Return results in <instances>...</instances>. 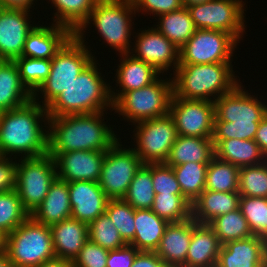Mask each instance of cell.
<instances>
[{
	"instance_id": "1",
	"label": "cell",
	"mask_w": 267,
	"mask_h": 267,
	"mask_svg": "<svg viewBox=\"0 0 267 267\" xmlns=\"http://www.w3.org/2000/svg\"><path fill=\"white\" fill-rule=\"evenodd\" d=\"M48 119L46 107L33 99L21 107L2 112L0 156L21 153L22 158H28L48 154L49 131L40 125L41 120L48 122Z\"/></svg>"
},
{
	"instance_id": "2",
	"label": "cell",
	"mask_w": 267,
	"mask_h": 267,
	"mask_svg": "<svg viewBox=\"0 0 267 267\" xmlns=\"http://www.w3.org/2000/svg\"><path fill=\"white\" fill-rule=\"evenodd\" d=\"M103 115L104 111L49 117L48 154L52 156L77 150L107 151L119 138L103 122Z\"/></svg>"
},
{
	"instance_id": "3",
	"label": "cell",
	"mask_w": 267,
	"mask_h": 267,
	"mask_svg": "<svg viewBox=\"0 0 267 267\" xmlns=\"http://www.w3.org/2000/svg\"><path fill=\"white\" fill-rule=\"evenodd\" d=\"M95 62L93 60L46 108L48 117L105 112L107 107L113 108L111 86L105 83Z\"/></svg>"
},
{
	"instance_id": "4",
	"label": "cell",
	"mask_w": 267,
	"mask_h": 267,
	"mask_svg": "<svg viewBox=\"0 0 267 267\" xmlns=\"http://www.w3.org/2000/svg\"><path fill=\"white\" fill-rule=\"evenodd\" d=\"M231 65V63L179 64L172 80L173 96L207 101L218 99L239 84ZM210 96L214 97L209 98Z\"/></svg>"
},
{
	"instance_id": "5",
	"label": "cell",
	"mask_w": 267,
	"mask_h": 267,
	"mask_svg": "<svg viewBox=\"0 0 267 267\" xmlns=\"http://www.w3.org/2000/svg\"><path fill=\"white\" fill-rule=\"evenodd\" d=\"M84 33L75 32L51 59V70L48 78L33 93V100L37 102V92L44 98L43 107H48L59 94L63 92L93 60L84 43ZM94 58V59H93Z\"/></svg>"
},
{
	"instance_id": "6",
	"label": "cell",
	"mask_w": 267,
	"mask_h": 267,
	"mask_svg": "<svg viewBox=\"0 0 267 267\" xmlns=\"http://www.w3.org/2000/svg\"><path fill=\"white\" fill-rule=\"evenodd\" d=\"M6 255L14 267H37L55 259L50 227L29 216L7 235Z\"/></svg>"
},
{
	"instance_id": "7",
	"label": "cell",
	"mask_w": 267,
	"mask_h": 267,
	"mask_svg": "<svg viewBox=\"0 0 267 267\" xmlns=\"http://www.w3.org/2000/svg\"><path fill=\"white\" fill-rule=\"evenodd\" d=\"M131 14H136L132 0H97L88 19L76 32L86 30L89 21H93L96 30L109 46L121 54H131Z\"/></svg>"
},
{
	"instance_id": "8",
	"label": "cell",
	"mask_w": 267,
	"mask_h": 267,
	"mask_svg": "<svg viewBox=\"0 0 267 267\" xmlns=\"http://www.w3.org/2000/svg\"><path fill=\"white\" fill-rule=\"evenodd\" d=\"M157 78L151 84L123 93L114 103L112 110L124 119L135 122L163 117L169 114L173 96V82ZM171 80V81H170Z\"/></svg>"
},
{
	"instance_id": "9",
	"label": "cell",
	"mask_w": 267,
	"mask_h": 267,
	"mask_svg": "<svg viewBox=\"0 0 267 267\" xmlns=\"http://www.w3.org/2000/svg\"><path fill=\"white\" fill-rule=\"evenodd\" d=\"M17 166L16 188L25 210L31 214L48 194L57 178L55 160L49 154L39 157H21Z\"/></svg>"
},
{
	"instance_id": "10",
	"label": "cell",
	"mask_w": 267,
	"mask_h": 267,
	"mask_svg": "<svg viewBox=\"0 0 267 267\" xmlns=\"http://www.w3.org/2000/svg\"><path fill=\"white\" fill-rule=\"evenodd\" d=\"M237 43L227 32L197 29L179 49V64L232 63Z\"/></svg>"
},
{
	"instance_id": "11",
	"label": "cell",
	"mask_w": 267,
	"mask_h": 267,
	"mask_svg": "<svg viewBox=\"0 0 267 267\" xmlns=\"http://www.w3.org/2000/svg\"><path fill=\"white\" fill-rule=\"evenodd\" d=\"M118 140L106 151L99 186L109 199L123 198L136 172L144 164L133 148Z\"/></svg>"
},
{
	"instance_id": "12",
	"label": "cell",
	"mask_w": 267,
	"mask_h": 267,
	"mask_svg": "<svg viewBox=\"0 0 267 267\" xmlns=\"http://www.w3.org/2000/svg\"><path fill=\"white\" fill-rule=\"evenodd\" d=\"M137 147L133 149L144 164L165 163L170 150L178 137V132L172 117L147 119L135 123Z\"/></svg>"
},
{
	"instance_id": "13",
	"label": "cell",
	"mask_w": 267,
	"mask_h": 267,
	"mask_svg": "<svg viewBox=\"0 0 267 267\" xmlns=\"http://www.w3.org/2000/svg\"><path fill=\"white\" fill-rule=\"evenodd\" d=\"M242 0H210L186 7L197 29L221 30L237 41L244 31V6Z\"/></svg>"
},
{
	"instance_id": "14",
	"label": "cell",
	"mask_w": 267,
	"mask_h": 267,
	"mask_svg": "<svg viewBox=\"0 0 267 267\" xmlns=\"http://www.w3.org/2000/svg\"><path fill=\"white\" fill-rule=\"evenodd\" d=\"M169 115L174 120L178 135L212 138L214 132V101L182 99L172 96Z\"/></svg>"
},
{
	"instance_id": "15",
	"label": "cell",
	"mask_w": 267,
	"mask_h": 267,
	"mask_svg": "<svg viewBox=\"0 0 267 267\" xmlns=\"http://www.w3.org/2000/svg\"><path fill=\"white\" fill-rule=\"evenodd\" d=\"M238 84L231 92L214 100V121L252 123L261 121L267 114V105Z\"/></svg>"
},
{
	"instance_id": "16",
	"label": "cell",
	"mask_w": 267,
	"mask_h": 267,
	"mask_svg": "<svg viewBox=\"0 0 267 267\" xmlns=\"http://www.w3.org/2000/svg\"><path fill=\"white\" fill-rule=\"evenodd\" d=\"M105 153L106 151L94 150L54 153L52 157L55 160L57 177L67 183L74 181L99 182Z\"/></svg>"
},
{
	"instance_id": "17",
	"label": "cell",
	"mask_w": 267,
	"mask_h": 267,
	"mask_svg": "<svg viewBox=\"0 0 267 267\" xmlns=\"http://www.w3.org/2000/svg\"><path fill=\"white\" fill-rule=\"evenodd\" d=\"M135 42L134 58L153 66L159 73L172 69L176 70L179 66V48L161 34L156 28L141 31Z\"/></svg>"
},
{
	"instance_id": "18",
	"label": "cell",
	"mask_w": 267,
	"mask_h": 267,
	"mask_svg": "<svg viewBox=\"0 0 267 267\" xmlns=\"http://www.w3.org/2000/svg\"><path fill=\"white\" fill-rule=\"evenodd\" d=\"M29 12L0 9V60L14 61L22 56L25 40L35 27L28 22Z\"/></svg>"
},
{
	"instance_id": "19",
	"label": "cell",
	"mask_w": 267,
	"mask_h": 267,
	"mask_svg": "<svg viewBox=\"0 0 267 267\" xmlns=\"http://www.w3.org/2000/svg\"><path fill=\"white\" fill-rule=\"evenodd\" d=\"M71 218L89 224L106 211L109 198L98 182H68Z\"/></svg>"
},
{
	"instance_id": "20",
	"label": "cell",
	"mask_w": 267,
	"mask_h": 267,
	"mask_svg": "<svg viewBox=\"0 0 267 267\" xmlns=\"http://www.w3.org/2000/svg\"><path fill=\"white\" fill-rule=\"evenodd\" d=\"M266 258L267 240L253 235L223 244L216 267H264Z\"/></svg>"
},
{
	"instance_id": "21",
	"label": "cell",
	"mask_w": 267,
	"mask_h": 267,
	"mask_svg": "<svg viewBox=\"0 0 267 267\" xmlns=\"http://www.w3.org/2000/svg\"><path fill=\"white\" fill-rule=\"evenodd\" d=\"M38 26L28 34L22 56L34 59H52L62 46L74 35L63 25Z\"/></svg>"
},
{
	"instance_id": "22",
	"label": "cell",
	"mask_w": 267,
	"mask_h": 267,
	"mask_svg": "<svg viewBox=\"0 0 267 267\" xmlns=\"http://www.w3.org/2000/svg\"><path fill=\"white\" fill-rule=\"evenodd\" d=\"M222 244L208 224H199L192 218V237L185 267H216Z\"/></svg>"
},
{
	"instance_id": "23",
	"label": "cell",
	"mask_w": 267,
	"mask_h": 267,
	"mask_svg": "<svg viewBox=\"0 0 267 267\" xmlns=\"http://www.w3.org/2000/svg\"><path fill=\"white\" fill-rule=\"evenodd\" d=\"M56 258L74 261L89 239L88 224L74 218L50 226Z\"/></svg>"
},
{
	"instance_id": "24",
	"label": "cell",
	"mask_w": 267,
	"mask_h": 267,
	"mask_svg": "<svg viewBox=\"0 0 267 267\" xmlns=\"http://www.w3.org/2000/svg\"><path fill=\"white\" fill-rule=\"evenodd\" d=\"M192 237V217L178 223H169L156 254L169 266H184Z\"/></svg>"
},
{
	"instance_id": "25",
	"label": "cell",
	"mask_w": 267,
	"mask_h": 267,
	"mask_svg": "<svg viewBox=\"0 0 267 267\" xmlns=\"http://www.w3.org/2000/svg\"><path fill=\"white\" fill-rule=\"evenodd\" d=\"M71 213L68 183L57 177L50 185L45 199L30 216L38 223L50 227L71 218Z\"/></svg>"
},
{
	"instance_id": "26",
	"label": "cell",
	"mask_w": 267,
	"mask_h": 267,
	"mask_svg": "<svg viewBox=\"0 0 267 267\" xmlns=\"http://www.w3.org/2000/svg\"><path fill=\"white\" fill-rule=\"evenodd\" d=\"M122 55V62L116 71L117 84L121 87L118 93L110 90L114 103L123 93L143 88L154 82L160 73L150 64L134 58L130 53Z\"/></svg>"
},
{
	"instance_id": "27",
	"label": "cell",
	"mask_w": 267,
	"mask_h": 267,
	"mask_svg": "<svg viewBox=\"0 0 267 267\" xmlns=\"http://www.w3.org/2000/svg\"><path fill=\"white\" fill-rule=\"evenodd\" d=\"M239 192L204 190L192 203V218L208 224L214 218L239 208Z\"/></svg>"
},
{
	"instance_id": "28",
	"label": "cell",
	"mask_w": 267,
	"mask_h": 267,
	"mask_svg": "<svg viewBox=\"0 0 267 267\" xmlns=\"http://www.w3.org/2000/svg\"><path fill=\"white\" fill-rule=\"evenodd\" d=\"M33 99V94L22 83L14 61L0 60V111L21 107Z\"/></svg>"
},
{
	"instance_id": "29",
	"label": "cell",
	"mask_w": 267,
	"mask_h": 267,
	"mask_svg": "<svg viewBox=\"0 0 267 267\" xmlns=\"http://www.w3.org/2000/svg\"><path fill=\"white\" fill-rule=\"evenodd\" d=\"M214 156L212 138L178 135L165 164L177 166L187 162L210 163Z\"/></svg>"
},
{
	"instance_id": "30",
	"label": "cell",
	"mask_w": 267,
	"mask_h": 267,
	"mask_svg": "<svg viewBox=\"0 0 267 267\" xmlns=\"http://www.w3.org/2000/svg\"><path fill=\"white\" fill-rule=\"evenodd\" d=\"M169 222L151 209H135V235L129 245L138 251L155 252Z\"/></svg>"
},
{
	"instance_id": "31",
	"label": "cell",
	"mask_w": 267,
	"mask_h": 267,
	"mask_svg": "<svg viewBox=\"0 0 267 267\" xmlns=\"http://www.w3.org/2000/svg\"><path fill=\"white\" fill-rule=\"evenodd\" d=\"M214 151L218 159L238 167L258 165L267 161V157L254 140H221L214 147Z\"/></svg>"
},
{
	"instance_id": "32",
	"label": "cell",
	"mask_w": 267,
	"mask_h": 267,
	"mask_svg": "<svg viewBox=\"0 0 267 267\" xmlns=\"http://www.w3.org/2000/svg\"><path fill=\"white\" fill-rule=\"evenodd\" d=\"M160 21L156 29L179 49L197 30L186 7L158 16Z\"/></svg>"
},
{
	"instance_id": "33",
	"label": "cell",
	"mask_w": 267,
	"mask_h": 267,
	"mask_svg": "<svg viewBox=\"0 0 267 267\" xmlns=\"http://www.w3.org/2000/svg\"><path fill=\"white\" fill-rule=\"evenodd\" d=\"M209 163L187 162L171 166L182 195L192 204L205 190L206 172Z\"/></svg>"
},
{
	"instance_id": "34",
	"label": "cell",
	"mask_w": 267,
	"mask_h": 267,
	"mask_svg": "<svg viewBox=\"0 0 267 267\" xmlns=\"http://www.w3.org/2000/svg\"><path fill=\"white\" fill-rule=\"evenodd\" d=\"M50 1V0H49ZM57 12L55 24L63 25L75 33L88 19L97 0H51Z\"/></svg>"
},
{
	"instance_id": "35",
	"label": "cell",
	"mask_w": 267,
	"mask_h": 267,
	"mask_svg": "<svg viewBox=\"0 0 267 267\" xmlns=\"http://www.w3.org/2000/svg\"><path fill=\"white\" fill-rule=\"evenodd\" d=\"M239 171L240 167L214 156L207 167L205 190L238 192Z\"/></svg>"
},
{
	"instance_id": "36",
	"label": "cell",
	"mask_w": 267,
	"mask_h": 267,
	"mask_svg": "<svg viewBox=\"0 0 267 267\" xmlns=\"http://www.w3.org/2000/svg\"><path fill=\"white\" fill-rule=\"evenodd\" d=\"M155 192L151 177V163L143 164L132 179L123 199L134 209H151Z\"/></svg>"
},
{
	"instance_id": "37",
	"label": "cell",
	"mask_w": 267,
	"mask_h": 267,
	"mask_svg": "<svg viewBox=\"0 0 267 267\" xmlns=\"http://www.w3.org/2000/svg\"><path fill=\"white\" fill-rule=\"evenodd\" d=\"M208 225L214 230L222 245L229 241L253 236L240 208L214 218Z\"/></svg>"
},
{
	"instance_id": "38",
	"label": "cell",
	"mask_w": 267,
	"mask_h": 267,
	"mask_svg": "<svg viewBox=\"0 0 267 267\" xmlns=\"http://www.w3.org/2000/svg\"><path fill=\"white\" fill-rule=\"evenodd\" d=\"M151 210L169 223H178L192 217V204L183 196L155 194Z\"/></svg>"
},
{
	"instance_id": "39",
	"label": "cell",
	"mask_w": 267,
	"mask_h": 267,
	"mask_svg": "<svg viewBox=\"0 0 267 267\" xmlns=\"http://www.w3.org/2000/svg\"><path fill=\"white\" fill-rule=\"evenodd\" d=\"M30 214L25 210L14 190L0 193V231L8 235L22 224Z\"/></svg>"
},
{
	"instance_id": "40",
	"label": "cell",
	"mask_w": 267,
	"mask_h": 267,
	"mask_svg": "<svg viewBox=\"0 0 267 267\" xmlns=\"http://www.w3.org/2000/svg\"><path fill=\"white\" fill-rule=\"evenodd\" d=\"M238 192L240 196L267 198V161L240 167Z\"/></svg>"
},
{
	"instance_id": "41",
	"label": "cell",
	"mask_w": 267,
	"mask_h": 267,
	"mask_svg": "<svg viewBox=\"0 0 267 267\" xmlns=\"http://www.w3.org/2000/svg\"><path fill=\"white\" fill-rule=\"evenodd\" d=\"M88 233L90 241L108 251L127 245L106 212L88 224Z\"/></svg>"
},
{
	"instance_id": "42",
	"label": "cell",
	"mask_w": 267,
	"mask_h": 267,
	"mask_svg": "<svg viewBox=\"0 0 267 267\" xmlns=\"http://www.w3.org/2000/svg\"><path fill=\"white\" fill-rule=\"evenodd\" d=\"M239 208L252 234L267 240V198L240 196Z\"/></svg>"
},
{
	"instance_id": "43",
	"label": "cell",
	"mask_w": 267,
	"mask_h": 267,
	"mask_svg": "<svg viewBox=\"0 0 267 267\" xmlns=\"http://www.w3.org/2000/svg\"><path fill=\"white\" fill-rule=\"evenodd\" d=\"M105 212L120 233L122 239L129 244L134 239L136 231L135 209L123 198L109 199Z\"/></svg>"
},
{
	"instance_id": "44",
	"label": "cell",
	"mask_w": 267,
	"mask_h": 267,
	"mask_svg": "<svg viewBox=\"0 0 267 267\" xmlns=\"http://www.w3.org/2000/svg\"><path fill=\"white\" fill-rule=\"evenodd\" d=\"M19 69L22 83L33 94L48 78L51 70V59H34L18 57L14 60Z\"/></svg>"
},
{
	"instance_id": "45",
	"label": "cell",
	"mask_w": 267,
	"mask_h": 267,
	"mask_svg": "<svg viewBox=\"0 0 267 267\" xmlns=\"http://www.w3.org/2000/svg\"><path fill=\"white\" fill-rule=\"evenodd\" d=\"M259 123L260 121H252V123L214 121V132L212 137L214 147L221 140L231 138L254 140Z\"/></svg>"
},
{
	"instance_id": "46",
	"label": "cell",
	"mask_w": 267,
	"mask_h": 267,
	"mask_svg": "<svg viewBox=\"0 0 267 267\" xmlns=\"http://www.w3.org/2000/svg\"><path fill=\"white\" fill-rule=\"evenodd\" d=\"M151 177L155 194L182 195L171 166L165 163H151Z\"/></svg>"
},
{
	"instance_id": "47",
	"label": "cell",
	"mask_w": 267,
	"mask_h": 267,
	"mask_svg": "<svg viewBox=\"0 0 267 267\" xmlns=\"http://www.w3.org/2000/svg\"><path fill=\"white\" fill-rule=\"evenodd\" d=\"M109 251L89 239L72 262L73 267H106Z\"/></svg>"
},
{
	"instance_id": "48",
	"label": "cell",
	"mask_w": 267,
	"mask_h": 267,
	"mask_svg": "<svg viewBox=\"0 0 267 267\" xmlns=\"http://www.w3.org/2000/svg\"><path fill=\"white\" fill-rule=\"evenodd\" d=\"M135 12H150L160 16L183 8L182 0H132ZM143 10V11H141Z\"/></svg>"
},
{
	"instance_id": "49",
	"label": "cell",
	"mask_w": 267,
	"mask_h": 267,
	"mask_svg": "<svg viewBox=\"0 0 267 267\" xmlns=\"http://www.w3.org/2000/svg\"><path fill=\"white\" fill-rule=\"evenodd\" d=\"M10 158L0 156V193L16 188L17 166Z\"/></svg>"
},
{
	"instance_id": "50",
	"label": "cell",
	"mask_w": 267,
	"mask_h": 267,
	"mask_svg": "<svg viewBox=\"0 0 267 267\" xmlns=\"http://www.w3.org/2000/svg\"><path fill=\"white\" fill-rule=\"evenodd\" d=\"M138 252L134 246L129 244L109 251L106 267H131Z\"/></svg>"
},
{
	"instance_id": "51",
	"label": "cell",
	"mask_w": 267,
	"mask_h": 267,
	"mask_svg": "<svg viewBox=\"0 0 267 267\" xmlns=\"http://www.w3.org/2000/svg\"><path fill=\"white\" fill-rule=\"evenodd\" d=\"M131 267H169L156 252L139 251Z\"/></svg>"
},
{
	"instance_id": "52",
	"label": "cell",
	"mask_w": 267,
	"mask_h": 267,
	"mask_svg": "<svg viewBox=\"0 0 267 267\" xmlns=\"http://www.w3.org/2000/svg\"><path fill=\"white\" fill-rule=\"evenodd\" d=\"M254 141L267 157V114L259 123Z\"/></svg>"
},
{
	"instance_id": "53",
	"label": "cell",
	"mask_w": 267,
	"mask_h": 267,
	"mask_svg": "<svg viewBox=\"0 0 267 267\" xmlns=\"http://www.w3.org/2000/svg\"><path fill=\"white\" fill-rule=\"evenodd\" d=\"M34 0H0V8L30 11Z\"/></svg>"
},
{
	"instance_id": "54",
	"label": "cell",
	"mask_w": 267,
	"mask_h": 267,
	"mask_svg": "<svg viewBox=\"0 0 267 267\" xmlns=\"http://www.w3.org/2000/svg\"><path fill=\"white\" fill-rule=\"evenodd\" d=\"M37 267H73V263L70 260L55 258L47 262H43Z\"/></svg>"
},
{
	"instance_id": "55",
	"label": "cell",
	"mask_w": 267,
	"mask_h": 267,
	"mask_svg": "<svg viewBox=\"0 0 267 267\" xmlns=\"http://www.w3.org/2000/svg\"><path fill=\"white\" fill-rule=\"evenodd\" d=\"M7 235L0 231V255L6 253Z\"/></svg>"
},
{
	"instance_id": "56",
	"label": "cell",
	"mask_w": 267,
	"mask_h": 267,
	"mask_svg": "<svg viewBox=\"0 0 267 267\" xmlns=\"http://www.w3.org/2000/svg\"><path fill=\"white\" fill-rule=\"evenodd\" d=\"M210 0H182L183 6L188 7V6H194L198 4H203L205 2H209Z\"/></svg>"
},
{
	"instance_id": "57",
	"label": "cell",
	"mask_w": 267,
	"mask_h": 267,
	"mask_svg": "<svg viewBox=\"0 0 267 267\" xmlns=\"http://www.w3.org/2000/svg\"><path fill=\"white\" fill-rule=\"evenodd\" d=\"M0 267H14L8 260L6 253L0 255Z\"/></svg>"
},
{
	"instance_id": "58",
	"label": "cell",
	"mask_w": 267,
	"mask_h": 267,
	"mask_svg": "<svg viewBox=\"0 0 267 267\" xmlns=\"http://www.w3.org/2000/svg\"><path fill=\"white\" fill-rule=\"evenodd\" d=\"M264 267H267V258L265 260Z\"/></svg>"
}]
</instances>
